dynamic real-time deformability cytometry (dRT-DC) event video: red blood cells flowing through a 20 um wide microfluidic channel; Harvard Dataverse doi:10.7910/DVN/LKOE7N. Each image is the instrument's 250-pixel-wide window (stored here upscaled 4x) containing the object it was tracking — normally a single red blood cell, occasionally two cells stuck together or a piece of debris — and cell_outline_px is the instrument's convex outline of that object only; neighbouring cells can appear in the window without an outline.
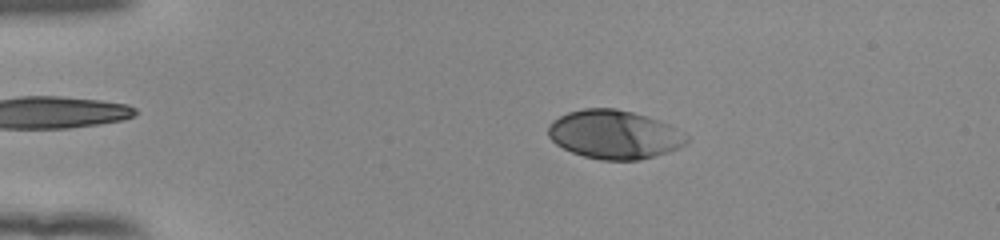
{"species": "human", "species_latin": "Homo sapiens", "temperature_condition": "room temperature", "stored_images_in_passage": 43, "camera_frame_rate_fps": 3000, "um_per_image_px": 0.085, "donor": {"sex": "female"}, "frame": {"image": 1, "passage_image": 1, "time_ms": 0.0, "image_size_px": [1000, 240], "cell_outline_px": [[688, 144], [668, 152], [640, 160], [600, 160], [584, 156], [572, 152], [556, 144], [548, 136], [548, 124], [552, 120], [568, 112], [584, 108], [616, 108], [632, 112], [660, 120], [684, 132], [688, 136]], "centroid_in_image_um": [52.23, 11.43], "position_along_channel_um": 32.8, "area_um2": 39.48}}
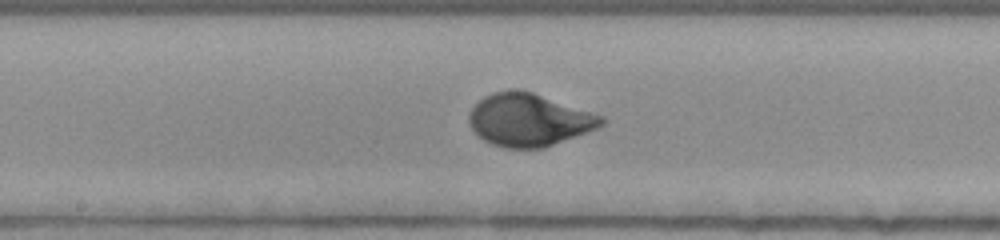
{"frame": {"image": 2, "passage_image": 19, "time_ms": 6.0, "image_size_px": [1000, 240], "cell_outline_px": [[604, 124], [596, 128], [544, 148], [504, 148], [492, 144], [484, 140], [468, 124], [468, 116], [472, 108], [484, 96], [496, 92], [532, 92], [604, 116]], "centroid_in_image_um": [44.96, 10.22], "position_along_channel_um": 203.2, "area_um2": 39.77}}
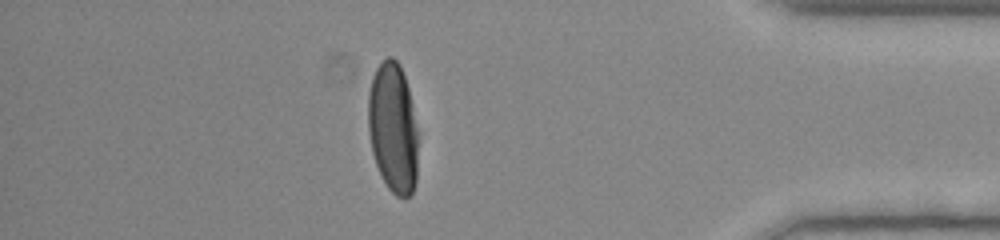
{"frame": {"image": 3, "passage_image": 37, "time_ms": 12.0, "image_size_px": [1000, 240], "cell_outline_px": [[416, 180], [412, 192], [408, 196], [396, 196], [388, 188], [376, 164], [372, 152], [368, 132], [368, 92], [372, 76], [376, 68], [388, 56], [392, 56], [400, 64], [408, 88], [416, 128]], "centroid_in_image_um": [33.37, 10.84], "position_along_channel_um": 401.8, "area_um2": 37.4}, "authors_computed_cell_mechanics": {"area_um2": 39.304, "velocity_mm_per_s": 3.8528, "shape_relaxation_time_tau1_ms": 2.855, "shape_relaxation_time_tau2_ms": null, "deformation_change_tau1": 0.1778, "deformation_change_tau2": null}}